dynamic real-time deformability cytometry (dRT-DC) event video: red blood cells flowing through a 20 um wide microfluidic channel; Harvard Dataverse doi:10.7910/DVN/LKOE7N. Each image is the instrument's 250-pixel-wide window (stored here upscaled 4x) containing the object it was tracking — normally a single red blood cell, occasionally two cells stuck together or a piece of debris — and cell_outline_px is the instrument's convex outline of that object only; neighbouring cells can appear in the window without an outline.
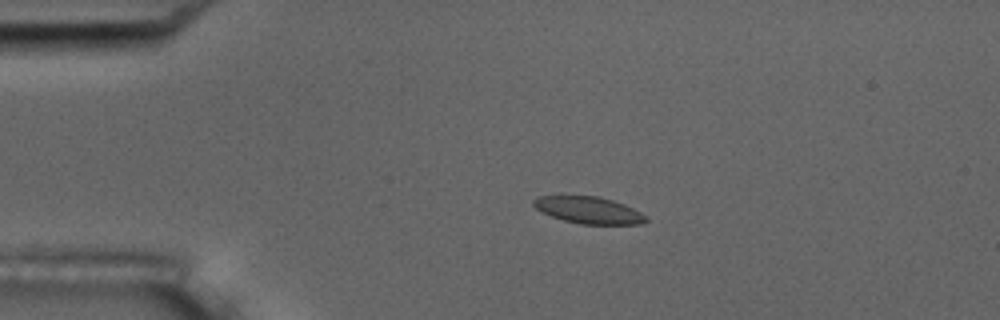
{"species": "common noctule bat (a hibernating species)", "species_latin": "Nyctalus noctula", "temperature_condition": "room temperature", "stored_images_in_passage": 4, "camera_frame_rate_fps": 3000, "um_per_image_px": 0.085, "animal": {"sex": "male", "body_mass_g": 17.5, "forearm_length_mm": 52.3}, "frame": {"image": 1, "passage_image": 3, "time_ms": 2.333, "image_size_px": [1000, 320], "cell_outline_px": [[648, 220], [644, 224], [580, 224], [564, 220], [540, 212], [532, 204], [532, 200], [536, 196], [600, 196], [624, 204], [648, 216]], "centroid_in_image_um": [50.04, 17.86], "position_along_channel_um": 35.0, "area_um2": 17.69}}